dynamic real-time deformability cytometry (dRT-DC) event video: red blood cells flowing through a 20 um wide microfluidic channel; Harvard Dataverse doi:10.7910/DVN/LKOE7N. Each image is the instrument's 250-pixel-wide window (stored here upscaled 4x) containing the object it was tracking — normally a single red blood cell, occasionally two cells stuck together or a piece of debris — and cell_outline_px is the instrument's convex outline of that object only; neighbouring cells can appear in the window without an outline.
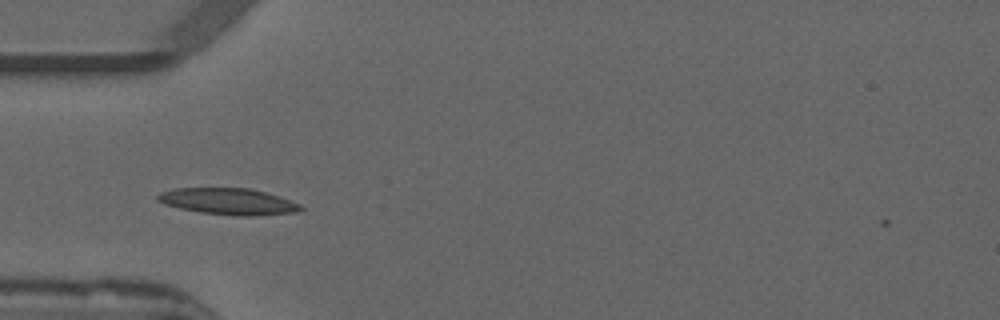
{"species": "common noctule bat (a hibernating species)", "species_latin": "Nyctalus noctula", "temperature_condition": "warm", "stored_images_in_passage": 14, "camera_frame_rate_fps": 3000, "um_per_image_px": 0.085, "animal": {"sex": "male", "forearm_length_mm": 52.5}, "frame": {"image": 1, "passage_image": 2, "time_ms": 0.333, "image_size_px": [1000, 320], "cell_outline_px": [[304, 208], [296, 212], [256, 216], [236, 216], [200, 212], [180, 208], [164, 204], [156, 200], [156, 196], [160, 192], [172, 188], [248, 188], [280, 196], [300, 204]], "centroid_in_image_um": [19.39, 17.12], "position_along_channel_um": 65.6, "area_um2": 22.14}}
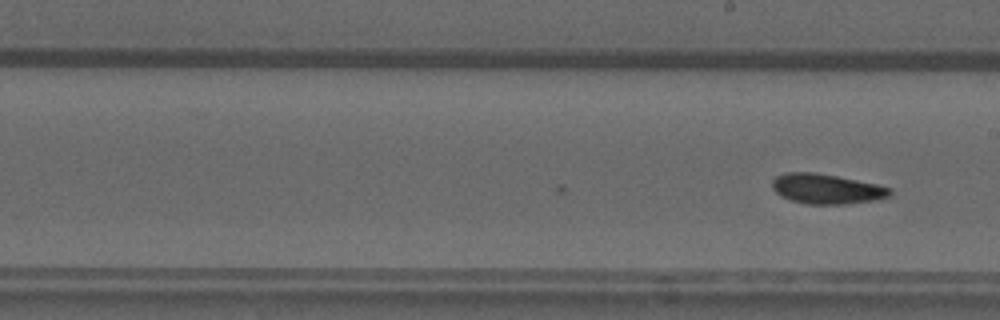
{"frame": {"image": 2, "passage_image": 14, "time_ms": 4.333, "image_size_px": [1000, 320], "cell_outline_px": [[892, 192], [888, 196], [876, 200], [844, 204], [808, 204], [792, 200], [780, 196], [772, 188], [772, 180], [776, 176], [784, 172], [816, 172], [876, 184], [892, 188]], "centroid_in_image_um": [70.23, 16.05], "position_along_channel_um": 218.8, "area_um2": 20.52}}